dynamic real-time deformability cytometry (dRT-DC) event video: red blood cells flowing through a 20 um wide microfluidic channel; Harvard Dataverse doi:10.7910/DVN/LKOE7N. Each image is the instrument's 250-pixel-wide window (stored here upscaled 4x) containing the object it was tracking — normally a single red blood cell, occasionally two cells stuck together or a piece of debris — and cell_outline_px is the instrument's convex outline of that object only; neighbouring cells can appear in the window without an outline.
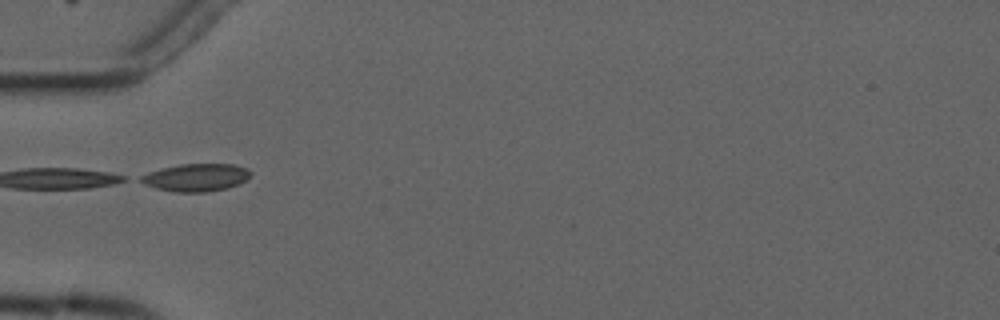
{"species": "common noctule bat (a hibernating species)", "species_latin": "Nyctalus noctula", "temperature_condition": "cold", "stored_images_in_passage": 7, "segment_of_instrument_passage": [2, 2], "camera_frame_rate_fps": 3000, "um_per_image_px": 0.085, "animal": {"sex": "male", "forearm_length_mm": 52.5}, "frame": {"image": 1, "passage_image": 5, "time_ms": 5.667, "image_size_px": [1000, 320], "cell_outline_px": [[252, 172], [240, 184], [228, 188], [208, 192], [172, 192], [156, 188], [144, 184], [136, 180], [140, 176], [148, 172], [160, 168], [180, 164], [236, 164], [248, 168]], "centroid_in_image_um": [16.64, 15.08], "position_along_channel_um": 68.4, "area_um2": 17.98}}
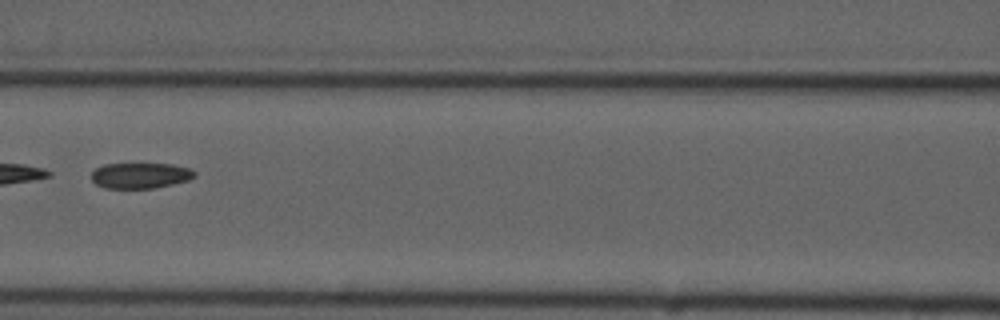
{"frame": {"image": 2, "passage_image": 7, "time_ms": 8.0, "image_size_px": [1000, 320], "cell_outline_px": [[196, 176], [188, 180], [172, 184], [152, 188], [104, 188], [96, 184], [92, 180], [92, 172], [96, 168], [104, 164], [172, 164], [188, 168], [196, 172]], "centroid_in_image_um": [11.92, 14.92], "position_along_channel_um": 154.7, "area_um2": 15.32}}